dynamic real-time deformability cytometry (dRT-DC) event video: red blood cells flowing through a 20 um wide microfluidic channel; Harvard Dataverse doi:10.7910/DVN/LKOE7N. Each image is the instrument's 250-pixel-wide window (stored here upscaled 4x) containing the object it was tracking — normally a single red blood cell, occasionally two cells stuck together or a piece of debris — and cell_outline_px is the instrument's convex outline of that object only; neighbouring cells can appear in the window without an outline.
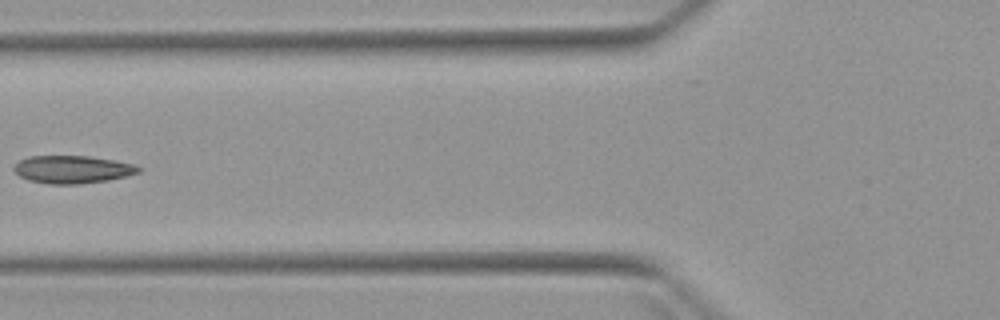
{"species": "Egyptian fruit bat (a non-hibernating species)", "species_latin": "Rousettus aegyptiacus", "temperature_condition": "warm", "stored_images_in_passage": 5, "camera_frame_rate_fps": 3000, "um_per_image_px": 0.085, "animal": {"sex": "female"}, "frame": {"image": 1, "passage_image": 4, "time_ms": 3.667, "image_size_px": [1000, 320], "cell_outline_px": [[144, 168], [140, 172], [108, 180], [80, 184], [48, 184], [28, 180], [20, 176], [12, 168], [20, 160], [28, 156], [88, 156], [116, 160], [136, 164]], "centroid_in_image_um": [6.19, 14.4], "position_along_channel_um": 119.6, "area_um2": 20.29}}
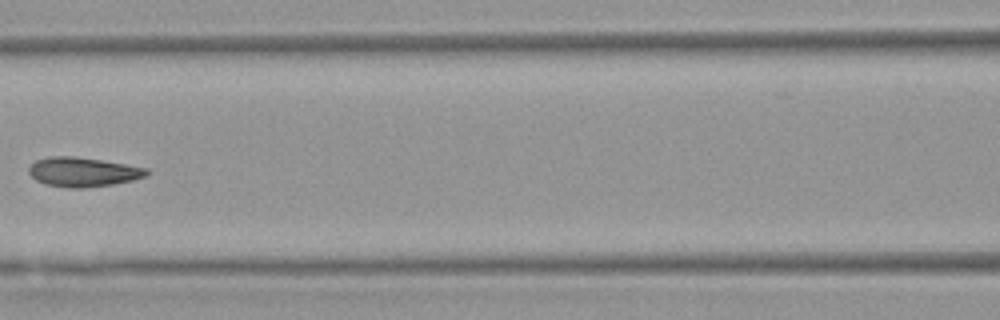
{"frame": {"image": 2, "passage_image": 5, "time_ms": 4.667, "image_size_px": [1000, 320], "cell_outline_px": [[152, 172], [148, 176], [132, 180], [112, 184], [84, 188], [68, 188], [44, 184], [36, 180], [28, 172], [28, 168], [36, 160], [48, 156], [72, 156], [100, 160], [148, 168]], "centroid_in_image_um": [7.06, 14.62], "position_along_channel_um": 159.5, "area_um2": 20.23}}